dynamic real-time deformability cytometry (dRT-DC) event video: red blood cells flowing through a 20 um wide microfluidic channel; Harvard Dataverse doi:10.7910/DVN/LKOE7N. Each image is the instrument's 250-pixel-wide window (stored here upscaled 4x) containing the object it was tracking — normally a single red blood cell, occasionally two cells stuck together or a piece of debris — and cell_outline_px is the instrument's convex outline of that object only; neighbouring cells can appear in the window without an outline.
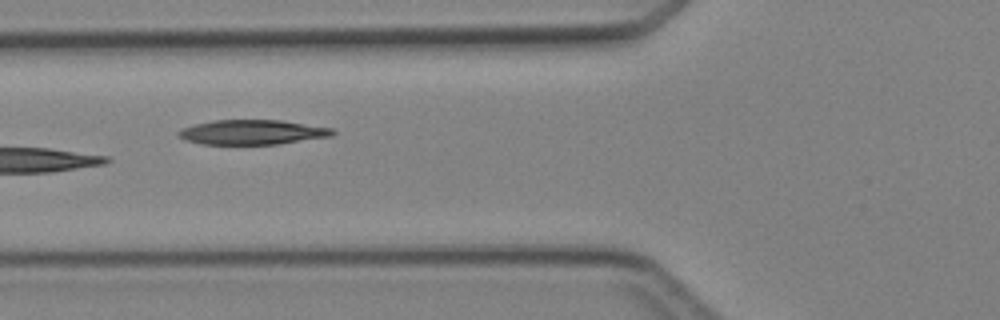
{"species": "Egyptian fruit bat (a non-hibernating species)", "species_latin": "Rousettus aegyptiacus", "temperature_condition": "cold", "stored_images_in_passage": 6, "camera_frame_rate_fps": 3000, "um_per_image_px": 0.085, "animal": {"sex": "female"}, "frame": {"image": 1, "passage_image": 6, "time_ms": 6.0, "image_size_px": [1000, 320], "cell_outline_px": [[336, 132], [332, 136], [280, 144], [200, 144], [184, 140], [176, 132], [180, 128], [212, 120], [280, 120], [332, 128]], "centroid_in_image_um": [21.43, 11.24], "position_along_channel_um": 104.4, "area_um2": 22.25}}